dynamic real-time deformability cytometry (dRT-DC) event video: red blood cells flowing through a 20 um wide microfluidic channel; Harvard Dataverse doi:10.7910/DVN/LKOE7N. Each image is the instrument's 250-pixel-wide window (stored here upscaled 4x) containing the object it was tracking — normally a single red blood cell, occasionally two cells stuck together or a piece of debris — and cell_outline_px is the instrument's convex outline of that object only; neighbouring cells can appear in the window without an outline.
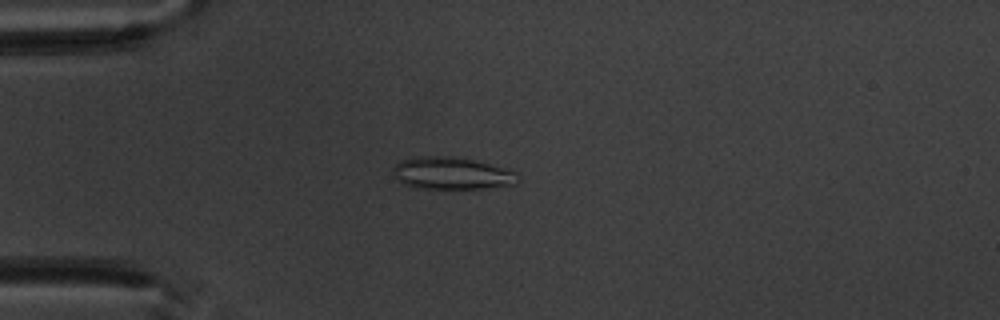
{"species": "common noctule bat (a hibernating species)", "species_latin": "Nyctalus noctula", "temperature_condition": "warm", "stored_images_in_passage": 3, "camera_frame_rate_fps": 3000, "um_per_image_px": 0.085, "animal": {"sex": "male", "body_mass_g": 20.1, "forearm_length_mm": 53.5}, "frame": {"image": 1, "passage_image": 3, "time_ms": 3.333, "image_size_px": [1000, 320], "cell_outline_px": [[516, 172], [512, 184], [480, 188], [416, 188], [404, 184], [396, 176], [392, 168], [400, 160], [416, 156], [452, 156], [476, 160], [508, 168]], "centroid_in_image_um": [38.34, 14.7], "position_along_channel_um": 46.7, "area_um2": 23.12}}